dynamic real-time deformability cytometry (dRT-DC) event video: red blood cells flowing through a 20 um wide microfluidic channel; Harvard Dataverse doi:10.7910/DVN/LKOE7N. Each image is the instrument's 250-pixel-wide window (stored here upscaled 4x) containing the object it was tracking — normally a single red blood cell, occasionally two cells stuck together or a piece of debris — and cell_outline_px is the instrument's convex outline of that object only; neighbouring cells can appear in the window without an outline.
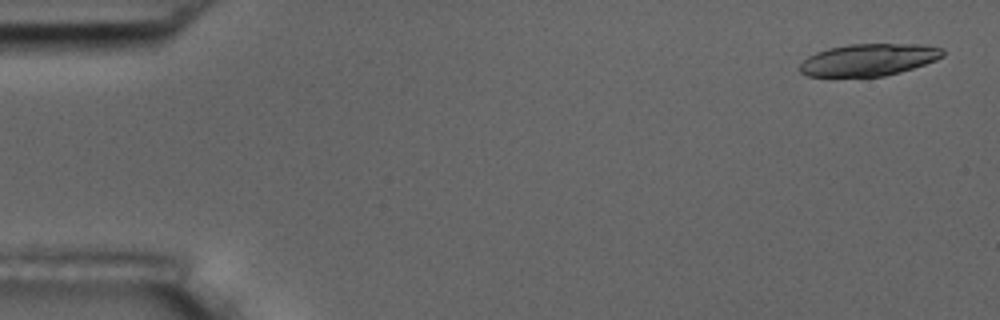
{"species": "common noctule bat (a hibernating species)", "species_latin": "Nyctalus noctula", "temperature_condition": "room temperature", "stored_images_in_passage": 6, "segment_of_instrument_passage": [1, 2], "camera_frame_rate_fps": 3000, "um_per_image_px": 0.085, "animal": {"sex": "male", "body_mass_g": 17.5, "forearm_length_mm": 52.3}, "frame": {"image": 1, "passage_image": 1, "time_ms": 0.0, "image_size_px": [1000, 320], "cell_outline_px": [[944, 56], [936, 60], [900, 72], [884, 76], [808, 76], [800, 72], [800, 64], [808, 56], [816, 52], [828, 48], [848, 44], [924, 44], [944, 48]], "centroid_in_image_um": [73.86, 5.07], "position_along_channel_um": 11.1, "area_um2": 26.7}}